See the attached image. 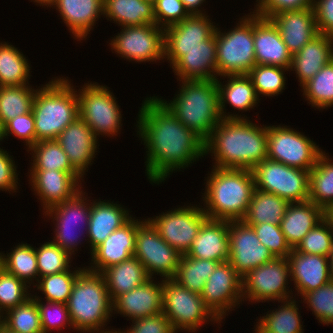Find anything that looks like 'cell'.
Listing matches in <instances>:
<instances>
[{
  "label": "cell",
  "mask_w": 333,
  "mask_h": 333,
  "mask_svg": "<svg viewBox=\"0 0 333 333\" xmlns=\"http://www.w3.org/2000/svg\"><path fill=\"white\" fill-rule=\"evenodd\" d=\"M325 217L329 220L333 229V207L325 211Z\"/></svg>",
  "instance_id": "e7e4bbea"
},
{
  "label": "cell",
  "mask_w": 333,
  "mask_h": 333,
  "mask_svg": "<svg viewBox=\"0 0 333 333\" xmlns=\"http://www.w3.org/2000/svg\"><path fill=\"white\" fill-rule=\"evenodd\" d=\"M270 19L292 55L319 35L313 8L277 13Z\"/></svg>",
  "instance_id": "d4e9b609"
},
{
  "label": "cell",
  "mask_w": 333,
  "mask_h": 333,
  "mask_svg": "<svg viewBox=\"0 0 333 333\" xmlns=\"http://www.w3.org/2000/svg\"><path fill=\"white\" fill-rule=\"evenodd\" d=\"M305 304L314 313L316 319L322 324L333 325V281L318 289L304 293L302 296Z\"/></svg>",
  "instance_id": "816d5d0a"
},
{
  "label": "cell",
  "mask_w": 333,
  "mask_h": 333,
  "mask_svg": "<svg viewBox=\"0 0 333 333\" xmlns=\"http://www.w3.org/2000/svg\"><path fill=\"white\" fill-rule=\"evenodd\" d=\"M83 192L84 191L81 189L72 198L51 207L43 213L45 216L52 217L51 219H53V221H56L53 242L71 256L77 251L76 247L78 243H80L79 241H82L81 238L77 236V231L79 230V235L81 233L87 234L89 224L91 204L88 203L90 200H87V197L84 196L86 192ZM78 226L79 228H77ZM80 229H82L81 233ZM83 230H85L86 233H84L85 231Z\"/></svg>",
  "instance_id": "9a60e30c"
},
{
  "label": "cell",
  "mask_w": 333,
  "mask_h": 333,
  "mask_svg": "<svg viewBox=\"0 0 333 333\" xmlns=\"http://www.w3.org/2000/svg\"><path fill=\"white\" fill-rule=\"evenodd\" d=\"M181 89L170 102L156 97L180 122L204 142L222 120L216 80L180 81Z\"/></svg>",
  "instance_id": "277c9868"
},
{
  "label": "cell",
  "mask_w": 333,
  "mask_h": 333,
  "mask_svg": "<svg viewBox=\"0 0 333 333\" xmlns=\"http://www.w3.org/2000/svg\"><path fill=\"white\" fill-rule=\"evenodd\" d=\"M253 38L256 65L290 68L292 54L271 19L253 13Z\"/></svg>",
  "instance_id": "7402d4cb"
},
{
  "label": "cell",
  "mask_w": 333,
  "mask_h": 333,
  "mask_svg": "<svg viewBox=\"0 0 333 333\" xmlns=\"http://www.w3.org/2000/svg\"><path fill=\"white\" fill-rule=\"evenodd\" d=\"M185 255L219 263L227 262L229 260L228 221L208 218Z\"/></svg>",
  "instance_id": "4316f807"
},
{
  "label": "cell",
  "mask_w": 333,
  "mask_h": 333,
  "mask_svg": "<svg viewBox=\"0 0 333 333\" xmlns=\"http://www.w3.org/2000/svg\"><path fill=\"white\" fill-rule=\"evenodd\" d=\"M254 124L248 119H222L215 126L204 143L205 156H214L213 167L252 170L267 158L268 126Z\"/></svg>",
  "instance_id": "7a4b0ae2"
},
{
  "label": "cell",
  "mask_w": 333,
  "mask_h": 333,
  "mask_svg": "<svg viewBox=\"0 0 333 333\" xmlns=\"http://www.w3.org/2000/svg\"><path fill=\"white\" fill-rule=\"evenodd\" d=\"M290 68L272 65H255L247 74L253 83L256 94L259 96H278L285 88L284 72Z\"/></svg>",
  "instance_id": "7dc6e473"
},
{
  "label": "cell",
  "mask_w": 333,
  "mask_h": 333,
  "mask_svg": "<svg viewBox=\"0 0 333 333\" xmlns=\"http://www.w3.org/2000/svg\"><path fill=\"white\" fill-rule=\"evenodd\" d=\"M240 22L227 33L216 27L217 77L247 75L256 65L253 14L241 17Z\"/></svg>",
  "instance_id": "52a82bcc"
},
{
  "label": "cell",
  "mask_w": 333,
  "mask_h": 333,
  "mask_svg": "<svg viewBox=\"0 0 333 333\" xmlns=\"http://www.w3.org/2000/svg\"><path fill=\"white\" fill-rule=\"evenodd\" d=\"M303 96L312 107H333V60L302 87Z\"/></svg>",
  "instance_id": "f6af8a7d"
},
{
  "label": "cell",
  "mask_w": 333,
  "mask_h": 333,
  "mask_svg": "<svg viewBox=\"0 0 333 333\" xmlns=\"http://www.w3.org/2000/svg\"><path fill=\"white\" fill-rule=\"evenodd\" d=\"M185 6V9L188 11L190 15H205L203 10L198 7H201L205 0H181Z\"/></svg>",
  "instance_id": "6125c7cd"
},
{
  "label": "cell",
  "mask_w": 333,
  "mask_h": 333,
  "mask_svg": "<svg viewBox=\"0 0 333 333\" xmlns=\"http://www.w3.org/2000/svg\"><path fill=\"white\" fill-rule=\"evenodd\" d=\"M33 296L36 298V303L39 309L43 333L52 332L54 328V330H62L64 327L68 326L73 328L66 303L49 301H46L45 303L39 296H36V294Z\"/></svg>",
  "instance_id": "f5cc1de1"
},
{
  "label": "cell",
  "mask_w": 333,
  "mask_h": 333,
  "mask_svg": "<svg viewBox=\"0 0 333 333\" xmlns=\"http://www.w3.org/2000/svg\"><path fill=\"white\" fill-rule=\"evenodd\" d=\"M85 268H77L78 270L75 268L74 271L69 269L60 273L39 277L38 284L36 283L33 286H36L37 290H40L45 295V301L67 303L76 278Z\"/></svg>",
  "instance_id": "bcb514c9"
},
{
  "label": "cell",
  "mask_w": 333,
  "mask_h": 333,
  "mask_svg": "<svg viewBox=\"0 0 333 333\" xmlns=\"http://www.w3.org/2000/svg\"><path fill=\"white\" fill-rule=\"evenodd\" d=\"M294 288L302 296L327 284L329 277L328 257L292 250L287 257Z\"/></svg>",
  "instance_id": "484cf974"
},
{
  "label": "cell",
  "mask_w": 333,
  "mask_h": 333,
  "mask_svg": "<svg viewBox=\"0 0 333 333\" xmlns=\"http://www.w3.org/2000/svg\"><path fill=\"white\" fill-rule=\"evenodd\" d=\"M132 325L127 330L117 331L118 333H177L171 322L165 317L163 313L148 316L145 318H138L132 320Z\"/></svg>",
  "instance_id": "680465c9"
},
{
  "label": "cell",
  "mask_w": 333,
  "mask_h": 333,
  "mask_svg": "<svg viewBox=\"0 0 333 333\" xmlns=\"http://www.w3.org/2000/svg\"><path fill=\"white\" fill-rule=\"evenodd\" d=\"M153 7L155 24L163 29L180 23L190 16L181 0H155Z\"/></svg>",
  "instance_id": "11a10c76"
},
{
  "label": "cell",
  "mask_w": 333,
  "mask_h": 333,
  "mask_svg": "<svg viewBox=\"0 0 333 333\" xmlns=\"http://www.w3.org/2000/svg\"><path fill=\"white\" fill-rule=\"evenodd\" d=\"M30 185L39 196L43 209L63 203L81 190L82 176L57 170H30ZM81 178V179H80ZM80 182V183H79ZM81 186V187H80Z\"/></svg>",
  "instance_id": "44dd1931"
},
{
  "label": "cell",
  "mask_w": 333,
  "mask_h": 333,
  "mask_svg": "<svg viewBox=\"0 0 333 333\" xmlns=\"http://www.w3.org/2000/svg\"><path fill=\"white\" fill-rule=\"evenodd\" d=\"M3 140V127L0 124V141Z\"/></svg>",
  "instance_id": "a7ac6f4b"
},
{
  "label": "cell",
  "mask_w": 333,
  "mask_h": 333,
  "mask_svg": "<svg viewBox=\"0 0 333 333\" xmlns=\"http://www.w3.org/2000/svg\"><path fill=\"white\" fill-rule=\"evenodd\" d=\"M228 262L243 277L255 267L264 265L275 257L257 238L252 226L243 221L228 222Z\"/></svg>",
  "instance_id": "d6986e66"
},
{
  "label": "cell",
  "mask_w": 333,
  "mask_h": 333,
  "mask_svg": "<svg viewBox=\"0 0 333 333\" xmlns=\"http://www.w3.org/2000/svg\"><path fill=\"white\" fill-rule=\"evenodd\" d=\"M103 16L122 27L155 24L150 0H103Z\"/></svg>",
  "instance_id": "836d02e7"
},
{
  "label": "cell",
  "mask_w": 333,
  "mask_h": 333,
  "mask_svg": "<svg viewBox=\"0 0 333 333\" xmlns=\"http://www.w3.org/2000/svg\"><path fill=\"white\" fill-rule=\"evenodd\" d=\"M205 15H190L180 23L165 29L164 49H193L208 39L216 25Z\"/></svg>",
  "instance_id": "d6a6232c"
},
{
  "label": "cell",
  "mask_w": 333,
  "mask_h": 333,
  "mask_svg": "<svg viewBox=\"0 0 333 333\" xmlns=\"http://www.w3.org/2000/svg\"><path fill=\"white\" fill-rule=\"evenodd\" d=\"M10 134L15 135L18 139L25 140L24 142L28 150L36 143L34 115L32 111L16 116L3 126V139L11 136Z\"/></svg>",
  "instance_id": "9f6ffc18"
},
{
  "label": "cell",
  "mask_w": 333,
  "mask_h": 333,
  "mask_svg": "<svg viewBox=\"0 0 333 333\" xmlns=\"http://www.w3.org/2000/svg\"><path fill=\"white\" fill-rule=\"evenodd\" d=\"M255 188L276 194L289 203L309 199V173L266 158L252 169Z\"/></svg>",
  "instance_id": "30bf717a"
},
{
  "label": "cell",
  "mask_w": 333,
  "mask_h": 333,
  "mask_svg": "<svg viewBox=\"0 0 333 333\" xmlns=\"http://www.w3.org/2000/svg\"><path fill=\"white\" fill-rule=\"evenodd\" d=\"M21 53L9 43H0V86L29 85L31 66Z\"/></svg>",
  "instance_id": "ab89813d"
},
{
  "label": "cell",
  "mask_w": 333,
  "mask_h": 333,
  "mask_svg": "<svg viewBox=\"0 0 333 333\" xmlns=\"http://www.w3.org/2000/svg\"><path fill=\"white\" fill-rule=\"evenodd\" d=\"M161 283H155L153 278L144 284L117 296L112 301V310L130 320L145 318L162 313L163 289Z\"/></svg>",
  "instance_id": "cb8c5ba5"
},
{
  "label": "cell",
  "mask_w": 333,
  "mask_h": 333,
  "mask_svg": "<svg viewBox=\"0 0 333 333\" xmlns=\"http://www.w3.org/2000/svg\"><path fill=\"white\" fill-rule=\"evenodd\" d=\"M200 296L221 321L227 312L235 310V306L243 301L242 277L228 261L219 263L206 280Z\"/></svg>",
  "instance_id": "ac0fdd59"
},
{
  "label": "cell",
  "mask_w": 333,
  "mask_h": 333,
  "mask_svg": "<svg viewBox=\"0 0 333 333\" xmlns=\"http://www.w3.org/2000/svg\"><path fill=\"white\" fill-rule=\"evenodd\" d=\"M137 134L147 148L146 174L162 183L173 171L204 157V141L180 122L155 96L146 98L138 113Z\"/></svg>",
  "instance_id": "6da1fadb"
},
{
  "label": "cell",
  "mask_w": 333,
  "mask_h": 333,
  "mask_svg": "<svg viewBox=\"0 0 333 333\" xmlns=\"http://www.w3.org/2000/svg\"><path fill=\"white\" fill-rule=\"evenodd\" d=\"M324 217L325 211L310 200L289 203L280 228L288 244L294 249Z\"/></svg>",
  "instance_id": "1f68e13d"
},
{
  "label": "cell",
  "mask_w": 333,
  "mask_h": 333,
  "mask_svg": "<svg viewBox=\"0 0 333 333\" xmlns=\"http://www.w3.org/2000/svg\"><path fill=\"white\" fill-rule=\"evenodd\" d=\"M293 250L328 257L333 250V229L329 220L324 217Z\"/></svg>",
  "instance_id": "c3c4849f"
},
{
  "label": "cell",
  "mask_w": 333,
  "mask_h": 333,
  "mask_svg": "<svg viewBox=\"0 0 333 333\" xmlns=\"http://www.w3.org/2000/svg\"><path fill=\"white\" fill-rule=\"evenodd\" d=\"M101 274L105 279L107 292L112 301L117 296L129 292L150 279L144 265L134 256L106 268Z\"/></svg>",
  "instance_id": "e575fe53"
},
{
  "label": "cell",
  "mask_w": 333,
  "mask_h": 333,
  "mask_svg": "<svg viewBox=\"0 0 333 333\" xmlns=\"http://www.w3.org/2000/svg\"><path fill=\"white\" fill-rule=\"evenodd\" d=\"M162 289V313L176 332L180 330L196 332L209 320L218 324L222 322L204 304L200 294L180 286L173 279H163Z\"/></svg>",
  "instance_id": "ba28073f"
},
{
  "label": "cell",
  "mask_w": 333,
  "mask_h": 333,
  "mask_svg": "<svg viewBox=\"0 0 333 333\" xmlns=\"http://www.w3.org/2000/svg\"><path fill=\"white\" fill-rule=\"evenodd\" d=\"M66 304L74 330L83 333L113 331L103 328L114 311L101 273L89 271L86 267L76 278Z\"/></svg>",
  "instance_id": "5b68a950"
},
{
  "label": "cell",
  "mask_w": 333,
  "mask_h": 333,
  "mask_svg": "<svg viewBox=\"0 0 333 333\" xmlns=\"http://www.w3.org/2000/svg\"><path fill=\"white\" fill-rule=\"evenodd\" d=\"M322 151L309 173V199L324 211L333 207V162Z\"/></svg>",
  "instance_id": "74e56055"
},
{
  "label": "cell",
  "mask_w": 333,
  "mask_h": 333,
  "mask_svg": "<svg viewBox=\"0 0 333 333\" xmlns=\"http://www.w3.org/2000/svg\"><path fill=\"white\" fill-rule=\"evenodd\" d=\"M229 78L226 85H223L219 78L216 79L218 86L219 112L222 119H247L242 115L225 114L226 102L231 107L239 111H249L253 109L260 99L258 98L252 80L248 75H227L223 78Z\"/></svg>",
  "instance_id": "4dcf8cb0"
},
{
  "label": "cell",
  "mask_w": 333,
  "mask_h": 333,
  "mask_svg": "<svg viewBox=\"0 0 333 333\" xmlns=\"http://www.w3.org/2000/svg\"><path fill=\"white\" fill-rule=\"evenodd\" d=\"M207 177L203 209L209 219L242 221L255 190L252 170L214 167Z\"/></svg>",
  "instance_id": "3957f363"
},
{
  "label": "cell",
  "mask_w": 333,
  "mask_h": 333,
  "mask_svg": "<svg viewBox=\"0 0 333 333\" xmlns=\"http://www.w3.org/2000/svg\"><path fill=\"white\" fill-rule=\"evenodd\" d=\"M31 85L0 86V124L32 111L36 89Z\"/></svg>",
  "instance_id": "60d3db41"
},
{
  "label": "cell",
  "mask_w": 333,
  "mask_h": 333,
  "mask_svg": "<svg viewBox=\"0 0 333 333\" xmlns=\"http://www.w3.org/2000/svg\"><path fill=\"white\" fill-rule=\"evenodd\" d=\"M312 8L318 33L333 37V0H314Z\"/></svg>",
  "instance_id": "94428289"
},
{
  "label": "cell",
  "mask_w": 333,
  "mask_h": 333,
  "mask_svg": "<svg viewBox=\"0 0 333 333\" xmlns=\"http://www.w3.org/2000/svg\"><path fill=\"white\" fill-rule=\"evenodd\" d=\"M289 126H268L267 158L310 171L322 150L310 138Z\"/></svg>",
  "instance_id": "7c38bea8"
},
{
  "label": "cell",
  "mask_w": 333,
  "mask_h": 333,
  "mask_svg": "<svg viewBox=\"0 0 333 333\" xmlns=\"http://www.w3.org/2000/svg\"><path fill=\"white\" fill-rule=\"evenodd\" d=\"M331 60H333V37L319 34L292 55L290 70L295 71L302 87Z\"/></svg>",
  "instance_id": "f546056e"
},
{
  "label": "cell",
  "mask_w": 333,
  "mask_h": 333,
  "mask_svg": "<svg viewBox=\"0 0 333 333\" xmlns=\"http://www.w3.org/2000/svg\"><path fill=\"white\" fill-rule=\"evenodd\" d=\"M134 257L144 265L149 278L159 274L163 279H173L182 254L163 240L145 219L136 231Z\"/></svg>",
  "instance_id": "4fadbf2b"
},
{
  "label": "cell",
  "mask_w": 333,
  "mask_h": 333,
  "mask_svg": "<svg viewBox=\"0 0 333 333\" xmlns=\"http://www.w3.org/2000/svg\"><path fill=\"white\" fill-rule=\"evenodd\" d=\"M136 220L135 217L131 218L121 228L113 231L90 253L92 265L87 268L89 271L102 273L106 268L119 264L134 256L136 231L145 221Z\"/></svg>",
  "instance_id": "ffe728a7"
},
{
  "label": "cell",
  "mask_w": 333,
  "mask_h": 333,
  "mask_svg": "<svg viewBox=\"0 0 333 333\" xmlns=\"http://www.w3.org/2000/svg\"><path fill=\"white\" fill-rule=\"evenodd\" d=\"M33 161L30 170H57L69 174H79L71 165L67 154L56 140L36 142L29 150ZM34 152V153H33Z\"/></svg>",
  "instance_id": "7bdbcfd3"
},
{
  "label": "cell",
  "mask_w": 333,
  "mask_h": 333,
  "mask_svg": "<svg viewBox=\"0 0 333 333\" xmlns=\"http://www.w3.org/2000/svg\"><path fill=\"white\" fill-rule=\"evenodd\" d=\"M108 333H118L116 330H113L111 332H108Z\"/></svg>",
  "instance_id": "89a4df30"
},
{
  "label": "cell",
  "mask_w": 333,
  "mask_h": 333,
  "mask_svg": "<svg viewBox=\"0 0 333 333\" xmlns=\"http://www.w3.org/2000/svg\"><path fill=\"white\" fill-rule=\"evenodd\" d=\"M90 203V218L86 234L88 238L86 240L88 243L90 242V252H92L113 231L126 224L132 216L122 205L111 203L109 200L107 202L98 200Z\"/></svg>",
  "instance_id": "83f0119b"
},
{
  "label": "cell",
  "mask_w": 333,
  "mask_h": 333,
  "mask_svg": "<svg viewBox=\"0 0 333 333\" xmlns=\"http://www.w3.org/2000/svg\"><path fill=\"white\" fill-rule=\"evenodd\" d=\"M288 204L287 200L280 198L276 194L255 188L248 210L242 221L247 225H256L264 222L280 224Z\"/></svg>",
  "instance_id": "d590c367"
},
{
  "label": "cell",
  "mask_w": 333,
  "mask_h": 333,
  "mask_svg": "<svg viewBox=\"0 0 333 333\" xmlns=\"http://www.w3.org/2000/svg\"><path fill=\"white\" fill-rule=\"evenodd\" d=\"M255 13L263 18L270 19L277 13L285 11L309 9L313 7L314 0H257Z\"/></svg>",
  "instance_id": "6f0895ef"
},
{
  "label": "cell",
  "mask_w": 333,
  "mask_h": 333,
  "mask_svg": "<svg viewBox=\"0 0 333 333\" xmlns=\"http://www.w3.org/2000/svg\"><path fill=\"white\" fill-rule=\"evenodd\" d=\"M0 333H13L6 329L1 323H0Z\"/></svg>",
  "instance_id": "003e7915"
},
{
  "label": "cell",
  "mask_w": 333,
  "mask_h": 333,
  "mask_svg": "<svg viewBox=\"0 0 333 333\" xmlns=\"http://www.w3.org/2000/svg\"><path fill=\"white\" fill-rule=\"evenodd\" d=\"M0 318V323L13 333H43L36 298L32 295Z\"/></svg>",
  "instance_id": "ee69618b"
},
{
  "label": "cell",
  "mask_w": 333,
  "mask_h": 333,
  "mask_svg": "<svg viewBox=\"0 0 333 333\" xmlns=\"http://www.w3.org/2000/svg\"><path fill=\"white\" fill-rule=\"evenodd\" d=\"M329 277L333 281V250L328 256Z\"/></svg>",
  "instance_id": "be15d7a7"
},
{
  "label": "cell",
  "mask_w": 333,
  "mask_h": 333,
  "mask_svg": "<svg viewBox=\"0 0 333 333\" xmlns=\"http://www.w3.org/2000/svg\"><path fill=\"white\" fill-rule=\"evenodd\" d=\"M52 6L56 7L77 41L86 39L96 21L103 15V0H56Z\"/></svg>",
  "instance_id": "f1b7e54d"
},
{
  "label": "cell",
  "mask_w": 333,
  "mask_h": 333,
  "mask_svg": "<svg viewBox=\"0 0 333 333\" xmlns=\"http://www.w3.org/2000/svg\"><path fill=\"white\" fill-rule=\"evenodd\" d=\"M56 0H36L35 2L38 3L40 6H49L51 7V5L55 2Z\"/></svg>",
  "instance_id": "03108f58"
},
{
  "label": "cell",
  "mask_w": 333,
  "mask_h": 333,
  "mask_svg": "<svg viewBox=\"0 0 333 333\" xmlns=\"http://www.w3.org/2000/svg\"><path fill=\"white\" fill-rule=\"evenodd\" d=\"M218 264L217 261L196 259L183 254L173 280L180 286L200 294L206 280Z\"/></svg>",
  "instance_id": "b9f144b4"
},
{
  "label": "cell",
  "mask_w": 333,
  "mask_h": 333,
  "mask_svg": "<svg viewBox=\"0 0 333 333\" xmlns=\"http://www.w3.org/2000/svg\"><path fill=\"white\" fill-rule=\"evenodd\" d=\"M147 218L159 235L182 255L192 246L203 223L208 219L202 207L186 206Z\"/></svg>",
  "instance_id": "2e32d148"
},
{
  "label": "cell",
  "mask_w": 333,
  "mask_h": 333,
  "mask_svg": "<svg viewBox=\"0 0 333 333\" xmlns=\"http://www.w3.org/2000/svg\"><path fill=\"white\" fill-rule=\"evenodd\" d=\"M289 278L291 279V274L287 258H274L255 267L242 277L243 301L248 298L249 302L254 303L275 300L280 303L282 300L291 299L293 293L287 287Z\"/></svg>",
  "instance_id": "8fae6325"
},
{
  "label": "cell",
  "mask_w": 333,
  "mask_h": 333,
  "mask_svg": "<svg viewBox=\"0 0 333 333\" xmlns=\"http://www.w3.org/2000/svg\"><path fill=\"white\" fill-rule=\"evenodd\" d=\"M9 155L7 151L0 148V190L14 193L18 188V174L15 161Z\"/></svg>",
  "instance_id": "91938a15"
},
{
  "label": "cell",
  "mask_w": 333,
  "mask_h": 333,
  "mask_svg": "<svg viewBox=\"0 0 333 333\" xmlns=\"http://www.w3.org/2000/svg\"><path fill=\"white\" fill-rule=\"evenodd\" d=\"M0 266L18 279L23 280L26 284H29V286L32 283L34 284V279L38 282L39 273L36 252L35 248L30 246V244L21 243L15 246L7 255L0 252Z\"/></svg>",
  "instance_id": "f35d334b"
},
{
  "label": "cell",
  "mask_w": 333,
  "mask_h": 333,
  "mask_svg": "<svg viewBox=\"0 0 333 333\" xmlns=\"http://www.w3.org/2000/svg\"><path fill=\"white\" fill-rule=\"evenodd\" d=\"M252 226L257 238L267 247L275 258H287L293 250L288 244L280 224L261 223Z\"/></svg>",
  "instance_id": "db71d44e"
},
{
  "label": "cell",
  "mask_w": 333,
  "mask_h": 333,
  "mask_svg": "<svg viewBox=\"0 0 333 333\" xmlns=\"http://www.w3.org/2000/svg\"><path fill=\"white\" fill-rule=\"evenodd\" d=\"M294 299L282 300L283 305L278 309L260 316L254 333H303L298 304Z\"/></svg>",
  "instance_id": "8d00e7d4"
},
{
  "label": "cell",
  "mask_w": 333,
  "mask_h": 333,
  "mask_svg": "<svg viewBox=\"0 0 333 333\" xmlns=\"http://www.w3.org/2000/svg\"><path fill=\"white\" fill-rule=\"evenodd\" d=\"M165 59L179 81L216 80L217 55L215 32L193 49H164Z\"/></svg>",
  "instance_id": "e0dca14e"
},
{
  "label": "cell",
  "mask_w": 333,
  "mask_h": 333,
  "mask_svg": "<svg viewBox=\"0 0 333 333\" xmlns=\"http://www.w3.org/2000/svg\"><path fill=\"white\" fill-rule=\"evenodd\" d=\"M81 88L77 94L79 118L90 126L97 138L116 136L122 126V115L111 90L97 82H88Z\"/></svg>",
  "instance_id": "9c48e42d"
},
{
  "label": "cell",
  "mask_w": 333,
  "mask_h": 333,
  "mask_svg": "<svg viewBox=\"0 0 333 333\" xmlns=\"http://www.w3.org/2000/svg\"><path fill=\"white\" fill-rule=\"evenodd\" d=\"M98 139L90 126L78 117L57 136L56 141L67 154L72 167L83 177L96 155Z\"/></svg>",
  "instance_id": "603a6c76"
},
{
  "label": "cell",
  "mask_w": 333,
  "mask_h": 333,
  "mask_svg": "<svg viewBox=\"0 0 333 333\" xmlns=\"http://www.w3.org/2000/svg\"><path fill=\"white\" fill-rule=\"evenodd\" d=\"M39 277L70 269L72 256L53 241L43 243L35 249Z\"/></svg>",
  "instance_id": "681fc988"
},
{
  "label": "cell",
  "mask_w": 333,
  "mask_h": 333,
  "mask_svg": "<svg viewBox=\"0 0 333 333\" xmlns=\"http://www.w3.org/2000/svg\"><path fill=\"white\" fill-rule=\"evenodd\" d=\"M51 80L36 89L33 100L36 142L56 140L79 117L77 90L71 82L63 77Z\"/></svg>",
  "instance_id": "8992f818"
},
{
  "label": "cell",
  "mask_w": 333,
  "mask_h": 333,
  "mask_svg": "<svg viewBox=\"0 0 333 333\" xmlns=\"http://www.w3.org/2000/svg\"><path fill=\"white\" fill-rule=\"evenodd\" d=\"M29 288L30 286L23 280L0 266V317L29 298L31 296V293H28Z\"/></svg>",
  "instance_id": "f907efd6"
},
{
  "label": "cell",
  "mask_w": 333,
  "mask_h": 333,
  "mask_svg": "<svg viewBox=\"0 0 333 333\" xmlns=\"http://www.w3.org/2000/svg\"><path fill=\"white\" fill-rule=\"evenodd\" d=\"M115 36L109 45L126 60L142 63L165 58V29L156 24L122 27Z\"/></svg>",
  "instance_id": "5bb4252c"
}]
</instances>
